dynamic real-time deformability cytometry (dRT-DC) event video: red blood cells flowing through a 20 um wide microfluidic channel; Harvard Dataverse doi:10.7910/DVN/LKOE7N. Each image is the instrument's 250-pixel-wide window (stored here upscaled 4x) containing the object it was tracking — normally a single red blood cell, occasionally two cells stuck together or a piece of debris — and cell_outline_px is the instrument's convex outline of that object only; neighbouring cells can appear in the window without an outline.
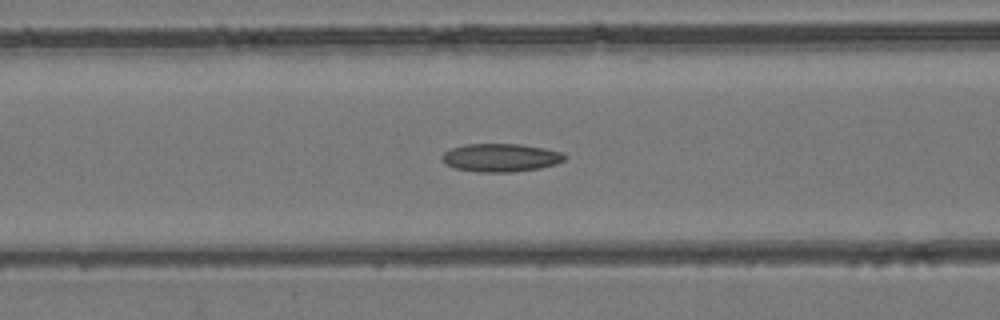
{"species": "common noctule bat (a hibernating species)", "species_latin": "Nyctalus noctula", "temperature_condition": "room temperature", "stored_images_in_passage": 45, "segment_of_instrument_passage": [1, 2], "camera_frame_rate_fps": 3000, "um_per_image_px": 0.085, "animal": {"sex": "female", "body_mass_g": 24.6, "forearm_length_mm": 56.2}, "frame": {"image": 1, "passage_image": 18, "time_ms": 5.667, "image_size_px": [1000, 320], "cell_outline_px": [[568, 156], [564, 160], [556, 164], [540, 168], [512, 172], [476, 172], [456, 168], [444, 164], [440, 156], [444, 152], [452, 148], [464, 144], [520, 144], [544, 148], [560, 152]], "centroid_in_image_um": [42.54, 13.4], "position_along_channel_um": 124.1, "area_um2": 20.23}}
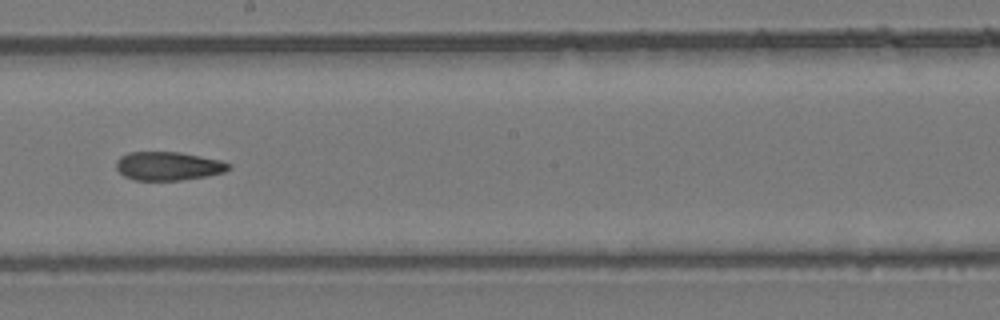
{"frame": {"image": 2, "passage_image": 25, "time_ms": 8.0, "image_size_px": [1000, 320], "cell_outline_px": [[232, 168], [224, 172], [208, 176], [180, 180], [136, 180], [124, 176], [116, 168], [116, 160], [120, 156], [128, 152], [180, 152], [220, 160], [232, 164]], "centroid_in_image_um": [14.31, 14.11], "position_along_channel_um": 233.9, "area_um2": 18.84}}
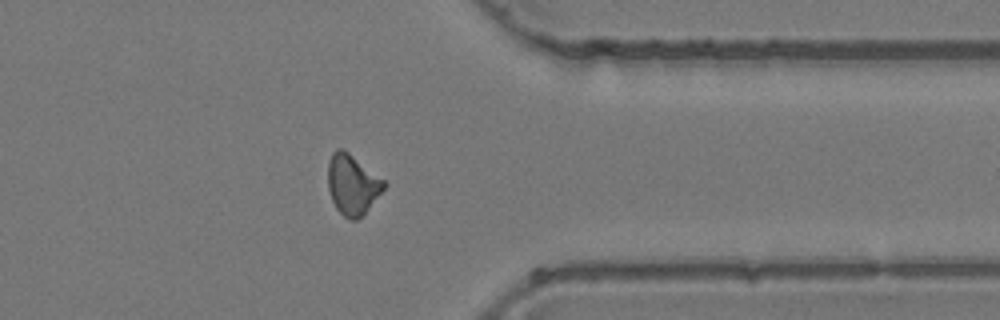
{"frame": {"image": 3, "passage_image": 35, "time_ms": 11.333, "image_size_px": [1000, 320], "cell_outline_px": [[388, 184], [368, 208], [356, 220], [348, 220], [336, 208], [332, 200], [328, 188], [328, 160], [332, 152], [336, 148], [344, 148], [384, 180]], "centroid_in_image_um": [29.93, 15.65], "position_along_channel_um": 381.5, "area_um2": 19.59}}